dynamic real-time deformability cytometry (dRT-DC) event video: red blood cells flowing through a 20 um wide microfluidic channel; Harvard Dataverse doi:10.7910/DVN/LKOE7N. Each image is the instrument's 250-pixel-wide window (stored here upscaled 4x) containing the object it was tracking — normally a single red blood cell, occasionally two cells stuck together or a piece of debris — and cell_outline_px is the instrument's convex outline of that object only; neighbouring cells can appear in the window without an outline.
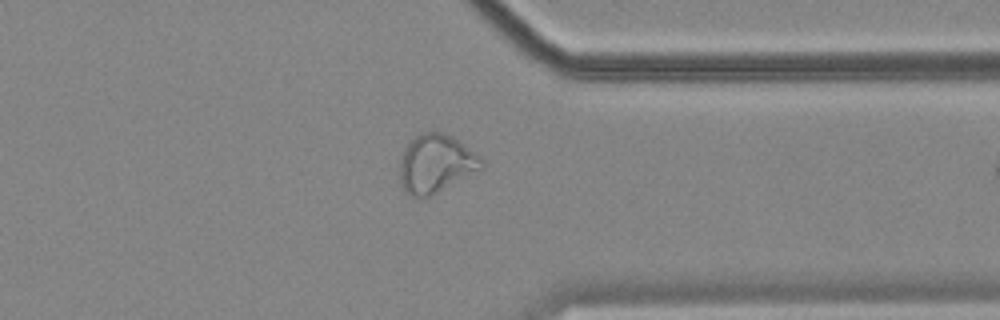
{"species": "common noctule bat (a hibernating species)", "species_latin": "Nyctalus noctula", "temperature_condition": "cold", "stored_images_in_passage": 42, "camera_frame_rate_fps": 3000, "um_per_image_px": 0.085, "animal": {"sex": "female", "body_mass_g": 18.4}, "frame": {"image": 1, "passage_image": 36, "time_ms": 11.667, "image_size_px": [1000, 320], "cell_outline_px": [[484, 168], [432, 196], [408, 196], [404, 192], [400, 184], [400, 160], [404, 148], [416, 136], [424, 132], [440, 132], [452, 136], [480, 156], [484, 160]], "centroid_in_image_um": [37.05, 13.94], "position_along_channel_um": 374.3, "area_um2": 27.92}, "authors_computed_cell_mechanics": {"area_um2": 25.8655, "velocity_mm_per_s": 3.5251, "shape_relaxation_time_tau1_ms": null, "shape_relaxation_time_tau2_ms": 2.1103, "deformation_change_tau1": null, "deformation_change_tau2": 0.0946}}